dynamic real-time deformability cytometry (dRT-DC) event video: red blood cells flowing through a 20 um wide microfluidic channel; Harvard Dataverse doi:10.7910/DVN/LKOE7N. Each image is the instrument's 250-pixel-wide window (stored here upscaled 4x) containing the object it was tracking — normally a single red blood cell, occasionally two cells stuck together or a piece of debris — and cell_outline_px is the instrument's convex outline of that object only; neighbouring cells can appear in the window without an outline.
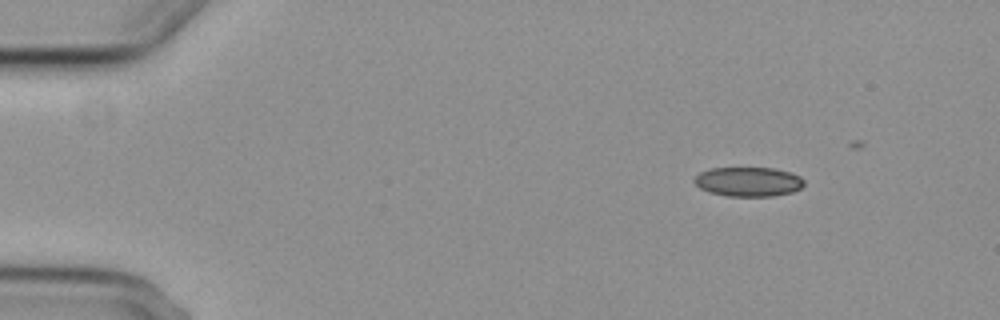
{"species": "common noctule bat (a hibernating species)", "species_latin": "Nyctalus noctula", "temperature_condition": "cold", "stored_images_in_passage": 6, "segment_of_instrument_passage": [1, 2], "camera_frame_rate_fps": 3000, "um_per_image_px": 0.085, "animal": {"sex": "female", "body_mass_g": 29.2, "forearm_length_mm": 56.3}, "frame": {"image": 1, "passage_image": 2, "time_ms": 1.333, "image_size_px": [1000, 320], "cell_outline_px": [[804, 184], [800, 188], [792, 192], [772, 196], [728, 196], [708, 192], [700, 188], [692, 180], [700, 172], [708, 168], [772, 168], [792, 172], [800, 176], [804, 180]], "centroid_in_image_um": [63.6, 15.44], "position_along_channel_um": 21.4, "area_um2": 18.9}}
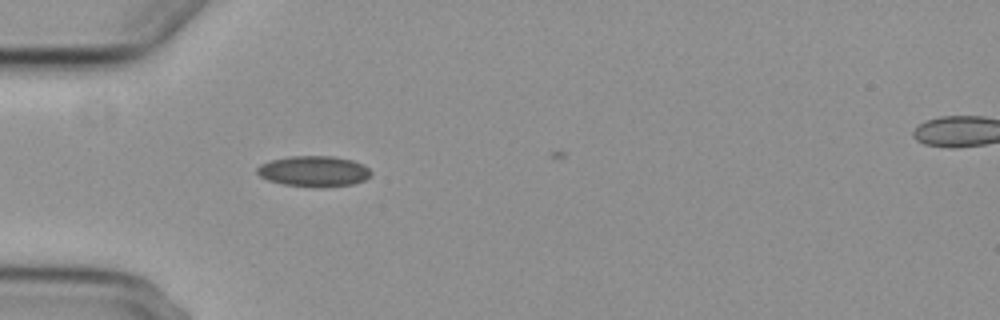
{"frame": {"image": 2, "passage_image": 5, "time_ms": 4.667, "image_size_px": [1000, 320], "cell_outline_px": [[372, 172], [364, 180], [352, 184], [324, 188], [316, 188], [284, 184], [268, 180], [260, 176], [256, 172], [256, 168], [260, 164], [272, 160], [288, 156], [332, 156], [352, 160], [368, 168]], "centroid_in_image_um": [26.65, 14.57], "position_along_channel_um": 58.4, "area_um2": 20.4}}